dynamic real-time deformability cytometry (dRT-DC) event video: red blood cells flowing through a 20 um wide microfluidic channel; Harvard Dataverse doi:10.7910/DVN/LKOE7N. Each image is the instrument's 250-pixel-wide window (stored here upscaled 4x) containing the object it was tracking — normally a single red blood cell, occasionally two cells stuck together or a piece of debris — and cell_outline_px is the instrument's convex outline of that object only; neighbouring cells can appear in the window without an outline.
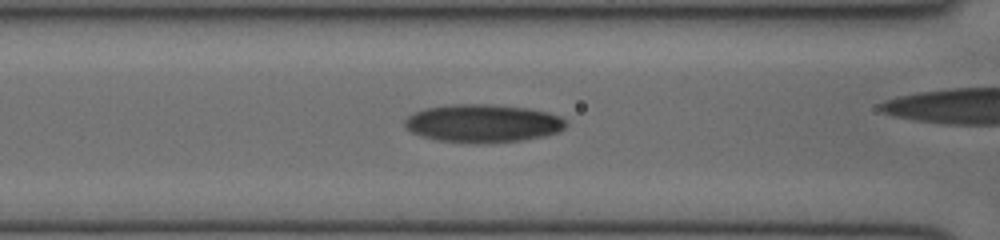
{"species": "human", "species_latin": "Homo sapiens", "temperature_condition": "cold", "stored_images_in_passage": 18, "camera_frame_rate_fps": 3000, "um_per_image_px": 0.085, "donor": {"sex": "female"}, "frame": {"image": 1, "passage_image": 8, "time_ms": 2.333, "image_size_px": [1000, 240], "cell_outline_px": [[568, 124], [560, 132], [544, 136], [520, 140], [436, 140], [420, 136], [404, 128], [404, 120], [408, 116], [424, 108], [448, 104], [492, 104], [528, 108], [548, 112], [560, 116]], "centroid_in_image_um": [41.04, 10.43], "position_along_channel_um": 125.6, "area_um2": 34.91}}
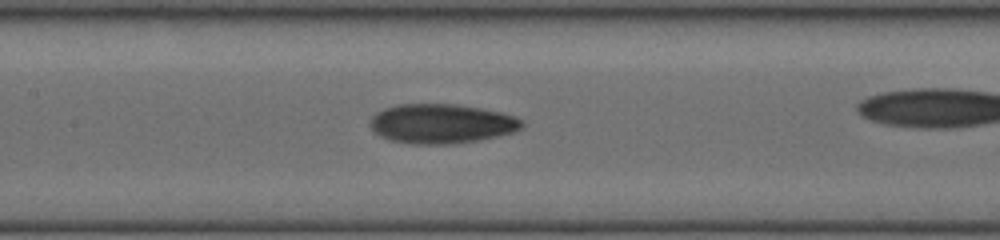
{"frame": {"image": 2, "passage_image": 11, "time_ms": 3.333, "image_size_px": [1000, 240], "cell_outline_px": [[524, 124], [516, 132], [480, 140], [452, 144], [412, 144], [392, 140], [380, 136], [372, 128], [372, 116], [376, 112], [384, 108], [400, 104], [456, 104], [480, 108], [500, 112], [524, 120]], "centroid_in_image_um": [37.56, 10.51], "position_along_channel_um": 169.8, "area_um2": 34.85}}
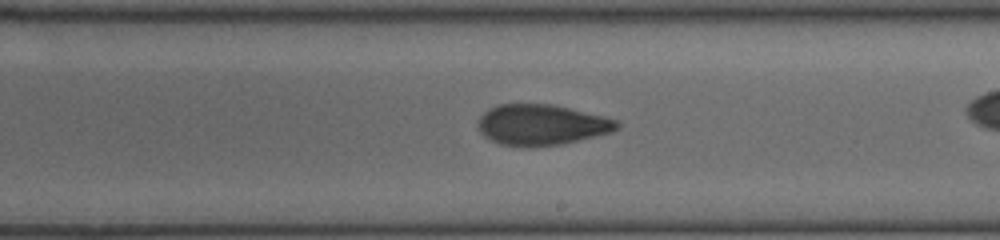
{"frame": {"image": 3, "passage_image": 16, "time_ms": 5.0, "image_size_px": [1000, 240], "cell_outline_px": [[620, 128], [612, 132], [560, 144], [500, 144], [484, 136], [476, 128], [476, 124], [480, 116], [488, 108], [500, 104], [552, 104], [604, 116], [616, 120], [620, 124]], "centroid_in_image_um": [46.02, 10.56], "position_along_channel_um": 243.0, "area_um2": 32.31}}